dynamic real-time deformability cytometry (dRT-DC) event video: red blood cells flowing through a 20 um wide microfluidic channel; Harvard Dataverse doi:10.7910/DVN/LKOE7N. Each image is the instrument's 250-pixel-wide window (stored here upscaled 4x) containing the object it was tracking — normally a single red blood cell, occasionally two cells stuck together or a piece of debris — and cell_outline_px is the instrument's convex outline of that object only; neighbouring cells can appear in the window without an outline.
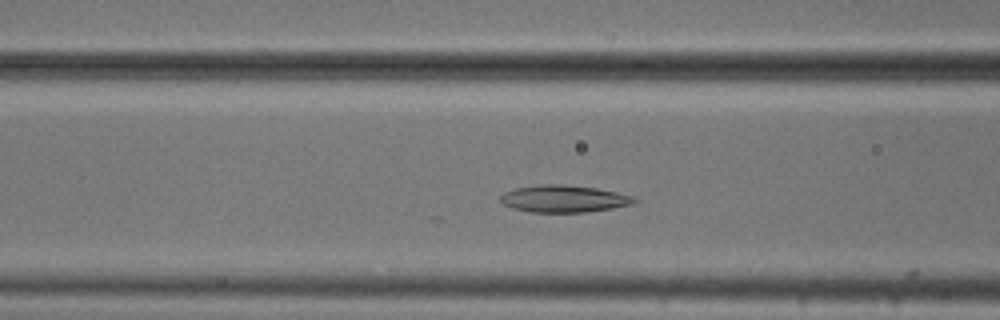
{"species": "common noctule bat (a hibernating species)", "species_latin": "Nyctalus noctula", "temperature_condition": "cold", "stored_images_in_passage": 16, "camera_frame_rate_fps": 3000, "um_per_image_px": 0.085, "animal": {"sex": "male", "body_mass_g": 20.5, "forearm_length_mm": 52.5}, "frame": {"image": 1, "passage_image": 15, "time_ms": 4.667, "image_size_px": [1000, 320], "cell_outline_px": [[640, 200], [632, 204], [612, 208], [588, 212], [532, 212], [512, 208], [504, 204], [500, 200], [500, 196], [504, 192], [516, 188], [540, 184], [560, 184], [596, 188], [616, 192], [632, 196]], "centroid_in_image_um": [47.93, 16.89], "position_along_channel_um": 118.7, "area_um2": 21.1}}